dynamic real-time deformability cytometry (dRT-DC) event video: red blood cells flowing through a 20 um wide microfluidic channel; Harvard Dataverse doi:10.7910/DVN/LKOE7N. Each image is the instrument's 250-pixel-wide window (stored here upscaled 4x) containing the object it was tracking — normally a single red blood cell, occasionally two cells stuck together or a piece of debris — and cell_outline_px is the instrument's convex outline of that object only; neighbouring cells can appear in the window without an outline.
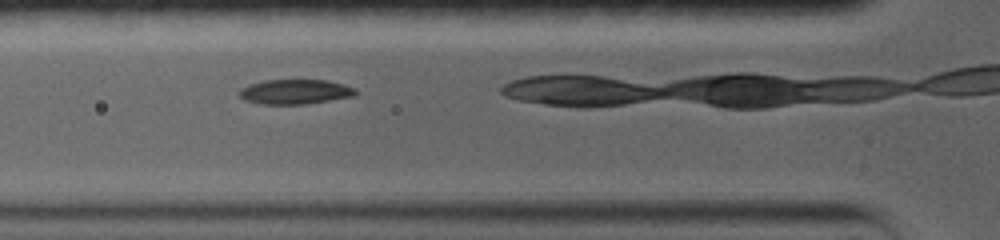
{"species": "common noctule bat (a hibernating species)", "species_latin": "Nyctalus noctula", "temperature_condition": "warm", "stored_images_in_passage": 5, "camera_frame_rate_fps": 5000, "um_per_image_px": 0.085, "animal": {"sex": "female", "body_mass_g": 19.0, "forearm_length_mm": 56.7}, "frame": {"image": 1, "passage_image": 2, "time_ms": 1.0, "image_size_px": [1000, 240], "cell_outline_px": [[360, 92], [356, 96], [304, 104], [260, 104], [244, 100], [240, 96], [240, 88], [248, 84], [264, 80], [328, 80], [344, 84]], "centroid_in_image_um": [25.09, 7.8], "position_along_channel_um": 100.7, "area_um2": 16.88}}